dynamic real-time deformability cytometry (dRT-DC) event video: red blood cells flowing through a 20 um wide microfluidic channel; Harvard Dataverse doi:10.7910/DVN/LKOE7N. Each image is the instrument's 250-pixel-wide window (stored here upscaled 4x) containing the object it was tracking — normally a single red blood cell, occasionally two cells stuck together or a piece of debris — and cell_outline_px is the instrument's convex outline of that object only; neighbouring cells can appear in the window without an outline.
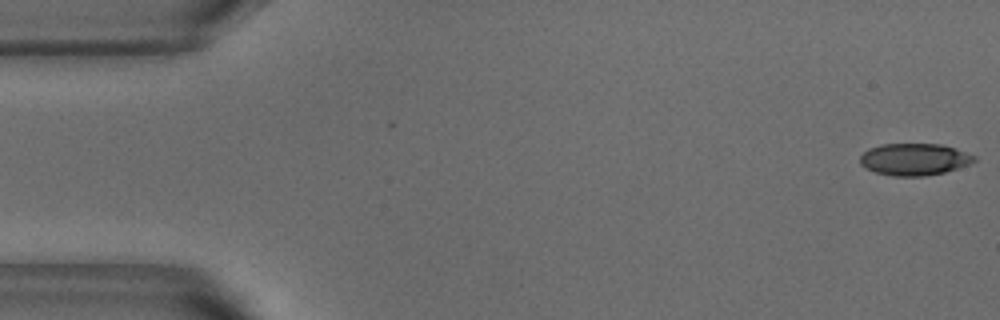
{"species": "common noctule bat (a hibernating species)", "species_latin": "Nyctalus noctula", "temperature_condition": "warm", "stored_images_in_passage": 52, "camera_frame_rate_fps": 3000, "um_per_image_px": 0.085, "animal": {"sex": "male", "body_mass_g": 18.8}, "frame": {"image": 1, "passage_image": 1, "time_ms": 0.0, "image_size_px": [1000, 320], "cell_outline_px": [[976, 160], [968, 164], [944, 172], [924, 176], [892, 176], [876, 172], [864, 168], [860, 164], [860, 156], [868, 148], [880, 144], [940, 144], [956, 148], [976, 156]], "centroid_in_image_um": [77.68, 13.54], "position_along_channel_um": 7.3, "area_um2": 21.27}}
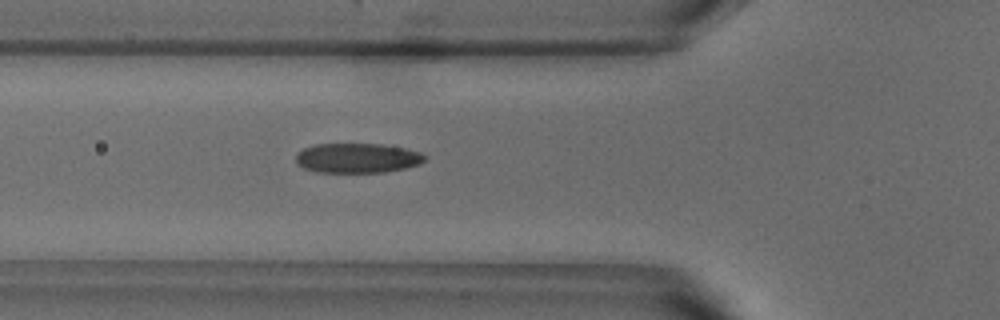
{"frame": {"image": 2, "passage_image": 18, "time_ms": 5.667, "image_size_px": [1000, 320], "cell_outline_px": [[428, 160], [420, 164], [404, 168], [384, 172], [316, 172], [304, 168], [296, 164], [296, 156], [304, 148], [316, 144], [384, 144], [404, 148], [420, 152], [428, 156]], "centroid_in_image_um": [30.42, 13.43], "position_along_channel_um": 95.4, "area_um2": 22.43}}
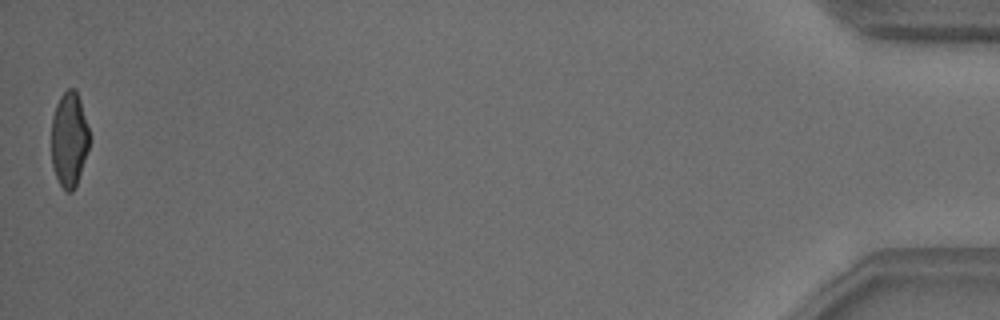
{"frame": {"image": 3, "passage_image": 52, "time_ms": 17.0, "image_size_px": [1000, 320], "cell_outline_px": [[92, 140], [76, 184], [72, 192], [68, 192], [60, 184], [52, 168], [52, 116], [56, 104], [60, 96], [68, 88], [76, 88], [80, 100]], "centroid_in_image_um": [5.9, 11.82], "position_along_channel_um": 429.3, "area_um2": 21.15}, "authors_computed_cell_mechanics": {"area_um2": 22.6287, "velocity_mm_per_s": 3.8142, "shape_relaxation_time_tau1_ms": 4.4631, "shape_relaxation_time_tau2_ms": 1.2461, "deformation_change_tau1": 0.1695, "deformation_change_tau2": 0.0888}}